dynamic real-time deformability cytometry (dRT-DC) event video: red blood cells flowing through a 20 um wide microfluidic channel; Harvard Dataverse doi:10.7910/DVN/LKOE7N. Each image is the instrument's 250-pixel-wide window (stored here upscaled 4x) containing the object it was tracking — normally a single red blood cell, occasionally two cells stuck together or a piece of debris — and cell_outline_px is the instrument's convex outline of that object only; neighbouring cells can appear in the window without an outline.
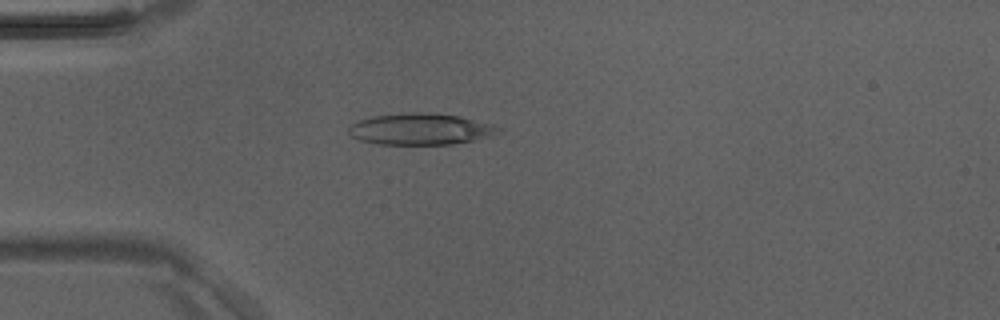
{"species": "Egyptian fruit bat (a non-hibernating species)", "species_latin": "Rousettus aegyptiacus", "temperature_condition": "room temperature", "stored_images_in_passage": 46, "camera_frame_rate_fps": 3000, "um_per_image_px": 0.085, "animal": {"sex": "male"}, "frame": {"image": 1, "passage_image": 13, "time_ms": 4.0, "image_size_px": [1000, 320], "cell_outline_px": [[504, 128], [496, 136], [452, 144], [376, 144], [360, 140], [352, 136], [348, 132], [348, 128], [352, 124], [360, 120], [372, 116], [408, 112], [420, 112], [460, 116]], "centroid_in_image_um": [35.77, 10.98], "position_along_channel_um": 49.2, "area_um2": 27.46}}
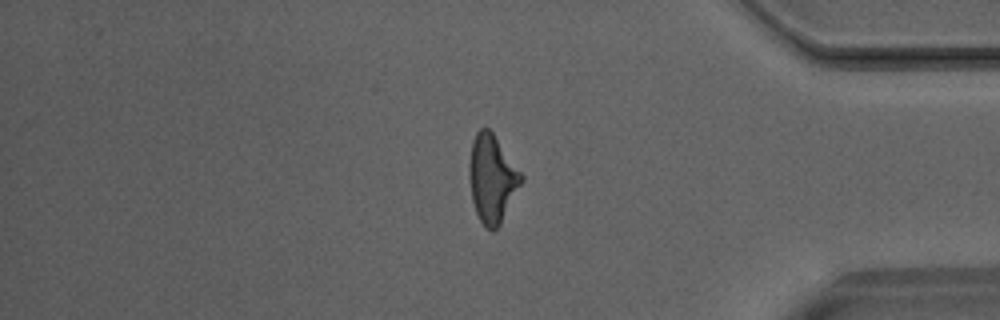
{"frame": {"image": 2, "passage_image": 39, "time_ms": 12.667, "image_size_px": [1000, 320], "cell_outline_px": [[524, 180], [500, 224], [492, 232], [484, 228], [476, 212], [472, 200], [468, 172], [468, 168], [472, 140], [476, 132], [480, 128], [488, 128], [492, 132], [524, 176]], "centroid_in_image_um": [41.82, 15.2], "position_along_channel_um": 393.4, "area_um2": 26.65}}
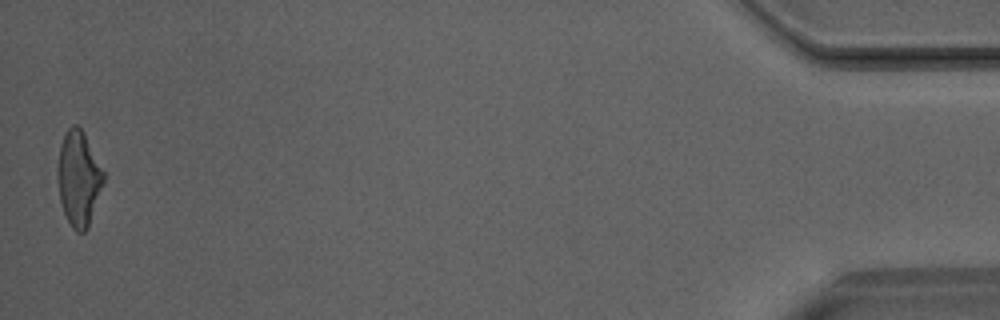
{"frame": {"image": 3, "passage_image": 46, "time_ms": 15.0, "image_size_px": [1000, 320], "cell_outline_px": [[104, 180], [88, 228], [84, 232], [76, 232], [72, 228], [64, 212], [60, 200], [56, 176], [56, 168], [60, 144], [64, 132], [72, 124], [76, 124], [84, 132], [104, 172]], "centroid_in_image_um": [6.65, 15.13], "position_along_channel_um": 428.5, "area_um2": 25.55}}